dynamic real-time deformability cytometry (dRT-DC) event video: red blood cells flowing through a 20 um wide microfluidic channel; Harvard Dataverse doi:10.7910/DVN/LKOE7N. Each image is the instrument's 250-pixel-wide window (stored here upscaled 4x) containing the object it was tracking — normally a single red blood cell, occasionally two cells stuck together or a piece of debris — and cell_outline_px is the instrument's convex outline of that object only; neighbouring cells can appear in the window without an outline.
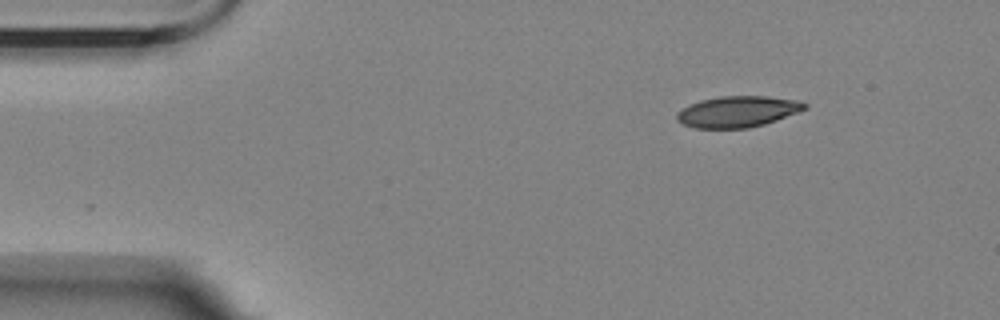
{"species": "Egyptian fruit bat (a non-hibernating species)", "species_latin": "Rousettus aegyptiacus", "temperature_condition": "room temperature", "stored_images_in_passage": 3, "camera_frame_rate_fps": 3000, "um_per_image_px": 0.085, "animal": {"sex": "female"}, "frame": {"image": 1, "passage_image": 1, "time_ms": 0.0, "image_size_px": [1000, 320], "cell_outline_px": [[808, 108], [776, 120], [764, 124], [748, 128], [692, 128], [676, 120], [676, 112], [700, 100], [720, 96], [764, 96], [796, 100], [808, 104]], "centroid_in_image_um": [62.69, 9.49], "position_along_channel_um": 22.3, "area_um2": 23.06}}
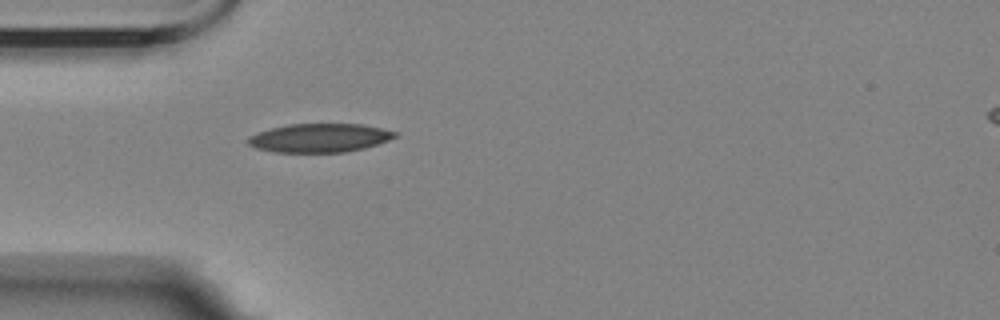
{"frame": {"image": 2, "passage_image": 3, "time_ms": 3.0, "image_size_px": [1000, 320], "cell_outline_px": [[396, 136], [388, 140], [364, 148], [344, 152], [272, 152], [256, 148], [248, 144], [248, 136], [272, 128], [288, 124], [360, 124], [380, 128], [396, 132]], "centroid_in_image_um": [27.13, 11.72], "position_along_channel_um": 57.9, "area_um2": 24.28}}